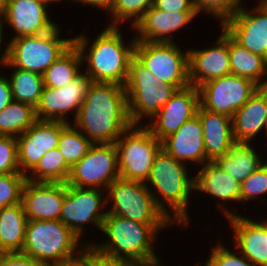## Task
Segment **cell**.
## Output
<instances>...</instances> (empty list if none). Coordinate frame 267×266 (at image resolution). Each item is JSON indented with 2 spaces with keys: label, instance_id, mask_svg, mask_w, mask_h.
Instances as JSON below:
<instances>
[{
  "label": "cell",
  "instance_id": "cell-1",
  "mask_svg": "<svg viewBox=\"0 0 267 266\" xmlns=\"http://www.w3.org/2000/svg\"><path fill=\"white\" fill-rule=\"evenodd\" d=\"M72 124L93 144L116 143L132 125L124 86L92 81Z\"/></svg>",
  "mask_w": 267,
  "mask_h": 266
},
{
  "label": "cell",
  "instance_id": "cell-2",
  "mask_svg": "<svg viewBox=\"0 0 267 266\" xmlns=\"http://www.w3.org/2000/svg\"><path fill=\"white\" fill-rule=\"evenodd\" d=\"M121 33L119 27L107 26L92 43L89 42L88 36L83 33L73 36L74 44L80 51L83 64L85 62L88 64L87 69L83 72L93 82L125 85L129 63L134 56L136 38L134 35L129 43L128 41L125 43Z\"/></svg>",
  "mask_w": 267,
  "mask_h": 266
},
{
  "label": "cell",
  "instance_id": "cell-3",
  "mask_svg": "<svg viewBox=\"0 0 267 266\" xmlns=\"http://www.w3.org/2000/svg\"><path fill=\"white\" fill-rule=\"evenodd\" d=\"M186 166L188 164L179 162L161 148L145 183L157 207L174 225L182 228L190 222L188 200H191L190 194L195 190L194 177L189 176Z\"/></svg>",
  "mask_w": 267,
  "mask_h": 266
},
{
  "label": "cell",
  "instance_id": "cell-4",
  "mask_svg": "<svg viewBox=\"0 0 267 266\" xmlns=\"http://www.w3.org/2000/svg\"><path fill=\"white\" fill-rule=\"evenodd\" d=\"M174 224H144L122 216L106 214L101 231L108 238L90 247L112 259L139 260L151 266H163L154 249L158 233Z\"/></svg>",
  "mask_w": 267,
  "mask_h": 266
},
{
  "label": "cell",
  "instance_id": "cell-5",
  "mask_svg": "<svg viewBox=\"0 0 267 266\" xmlns=\"http://www.w3.org/2000/svg\"><path fill=\"white\" fill-rule=\"evenodd\" d=\"M91 244L80 241L60 220H28L21 253L53 266L78 256Z\"/></svg>",
  "mask_w": 267,
  "mask_h": 266
},
{
  "label": "cell",
  "instance_id": "cell-6",
  "mask_svg": "<svg viewBox=\"0 0 267 266\" xmlns=\"http://www.w3.org/2000/svg\"><path fill=\"white\" fill-rule=\"evenodd\" d=\"M124 89L132 125H140L145 117L151 120L178 90L160 83L135 56L130 60Z\"/></svg>",
  "mask_w": 267,
  "mask_h": 266
},
{
  "label": "cell",
  "instance_id": "cell-7",
  "mask_svg": "<svg viewBox=\"0 0 267 266\" xmlns=\"http://www.w3.org/2000/svg\"><path fill=\"white\" fill-rule=\"evenodd\" d=\"M57 26L43 35L21 36L7 41L6 60L16 68L43 75L73 44L74 37L61 38Z\"/></svg>",
  "mask_w": 267,
  "mask_h": 266
},
{
  "label": "cell",
  "instance_id": "cell-8",
  "mask_svg": "<svg viewBox=\"0 0 267 266\" xmlns=\"http://www.w3.org/2000/svg\"><path fill=\"white\" fill-rule=\"evenodd\" d=\"M115 146L119 177L146 183L162 142L144 124H140L127 128L117 139Z\"/></svg>",
  "mask_w": 267,
  "mask_h": 266
},
{
  "label": "cell",
  "instance_id": "cell-9",
  "mask_svg": "<svg viewBox=\"0 0 267 266\" xmlns=\"http://www.w3.org/2000/svg\"><path fill=\"white\" fill-rule=\"evenodd\" d=\"M105 194L106 204L109 203L112 207L107 214L144 224H173L157 207L143 182L118 178L106 189Z\"/></svg>",
  "mask_w": 267,
  "mask_h": 266
},
{
  "label": "cell",
  "instance_id": "cell-10",
  "mask_svg": "<svg viewBox=\"0 0 267 266\" xmlns=\"http://www.w3.org/2000/svg\"><path fill=\"white\" fill-rule=\"evenodd\" d=\"M134 56L160 83L178 89L190 85L188 48L184 52L175 42L136 41Z\"/></svg>",
  "mask_w": 267,
  "mask_h": 266
},
{
  "label": "cell",
  "instance_id": "cell-11",
  "mask_svg": "<svg viewBox=\"0 0 267 266\" xmlns=\"http://www.w3.org/2000/svg\"><path fill=\"white\" fill-rule=\"evenodd\" d=\"M119 177L115 143L92 144L87 154L71 167L67 185L106 189Z\"/></svg>",
  "mask_w": 267,
  "mask_h": 266
},
{
  "label": "cell",
  "instance_id": "cell-12",
  "mask_svg": "<svg viewBox=\"0 0 267 266\" xmlns=\"http://www.w3.org/2000/svg\"><path fill=\"white\" fill-rule=\"evenodd\" d=\"M104 192L103 189L79 188L65 183V198L60 221L70 228L80 240L87 224H91L101 231L107 214V210L102 209L107 205Z\"/></svg>",
  "mask_w": 267,
  "mask_h": 266
},
{
  "label": "cell",
  "instance_id": "cell-13",
  "mask_svg": "<svg viewBox=\"0 0 267 266\" xmlns=\"http://www.w3.org/2000/svg\"><path fill=\"white\" fill-rule=\"evenodd\" d=\"M198 90L202 108L232 117L255 93L257 85L247 78L228 74L205 82Z\"/></svg>",
  "mask_w": 267,
  "mask_h": 266
},
{
  "label": "cell",
  "instance_id": "cell-14",
  "mask_svg": "<svg viewBox=\"0 0 267 266\" xmlns=\"http://www.w3.org/2000/svg\"><path fill=\"white\" fill-rule=\"evenodd\" d=\"M92 80L81 73L61 88L43 87L35 113L38 120L63 121L70 123L68 113L74 111L77 117Z\"/></svg>",
  "mask_w": 267,
  "mask_h": 266
},
{
  "label": "cell",
  "instance_id": "cell-15",
  "mask_svg": "<svg viewBox=\"0 0 267 266\" xmlns=\"http://www.w3.org/2000/svg\"><path fill=\"white\" fill-rule=\"evenodd\" d=\"M252 9H240L220 27L247 50L267 57V0H258Z\"/></svg>",
  "mask_w": 267,
  "mask_h": 266
},
{
  "label": "cell",
  "instance_id": "cell-16",
  "mask_svg": "<svg viewBox=\"0 0 267 266\" xmlns=\"http://www.w3.org/2000/svg\"><path fill=\"white\" fill-rule=\"evenodd\" d=\"M69 123L37 120L17 137L20 173L27 175L49 150L58 148L62 130Z\"/></svg>",
  "mask_w": 267,
  "mask_h": 266
},
{
  "label": "cell",
  "instance_id": "cell-17",
  "mask_svg": "<svg viewBox=\"0 0 267 266\" xmlns=\"http://www.w3.org/2000/svg\"><path fill=\"white\" fill-rule=\"evenodd\" d=\"M199 106L200 95L197 87L189 85L178 89L151 121L146 122L145 126L162 142L185 122L194 118Z\"/></svg>",
  "mask_w": 267,
  "mask_h": 266
},
{
  "label": "cell",
  "instance_id": "cell-18",
  "mask_svg": "<svg viewBox=\"0 0 267 266\" xmlns=\"http://www.w3.org/2000/svg\"><path fill=\"white\" fill-rule=\"evenodd\" d=\"M221 29V36L211 48L188 50L190 85L198 88L209 80L231 74L228 33Z\"/></svg>",
  "mask_w": 267,
  "mask_h": 266
},
{
  "label": "cell",
  "instance_id": "cell-19",
  "mask_svg": "<svg viewBox=\"0 0 267 266\" xmlns=\"http://www.w3.org/2000/svg\"><path fill=\"white\" fill-rule=\"evenodd\" d=\"M65 198V183L26 180L21 204L28 220H60Z\"/></svg>",
  "mask_w": 267,
  "mask_h": 266
},
{
  "label": "cell",
  "instance_id": "cell-20",
  "mask_svg": "<svg viewBox=\"0 0 267 266\" xmlns=\"http://www.w3.org/2000/svg\"><path fill=\"white\" fill-rule=\"evenodd\" d=\"M48 4L41 0H7L4 24H8L14 35L12 39L21 36L43 35L59 24L49 18Z\"/></svg>",
  "mask_w": 267,
  "mask_h": 266
},
{
  "label": "cell",
  "instance_id": "cell-21",
  "mask_svg": "<svg viewBox=\"0 0 267 266\" xmlns=\"http://www.w3.org/2000/svg\"><path fill=\"white\" fill-rule=\"evenodd\" d=\"M197 12H166L153 5L133 28L136 41L175 42L172 33L185 27L197 16Z\"/></svg>",
  "mask_w": 267,
  "mask_h": 266
},
{
  "label": "cell",
  "instance_id": "cell-22",
  "mask_svg": "<svg viewBox=\"0 0 267 266\" xmlns=\"http://www.w3.org/2000/svg\"><path fill=\"white\" fill-rule=\"evenodd\" d=\"M195 190L206 192L219 201L218 208L226 218L238 215L224 206L225 201L240 202L241 183L235 180L229 173L218 167L214 161H208L201 166L200 171L194 176ZM223 203V204H221Z\"/></svg>",
  "mask_w": 267,
  "mask_h": 266
},
{
  "label": "cell",
  "instance_id": "cell-23",
  "mask_svg": "<svg viewBox=\"0 0 267 266\" xmlns=\"http://www.w3.org/2000/svg\"><path fill=\"white\" fill-rule=\"evenodd\" d=\"M162 149L181 163L195 162L196 165H204L206 153L200 118L196 115L166 137L162 141Z\"/></svg>",
  "mask_w": 267,
  "mask_h": 266
},
{
  "label": "cell",
  "instance_id": "cell-24",
  "mask_svg": "<svg viewBox=\"0 0 267 266\" xmlns=\"http://www.w3.org/2000/svg\"><path fill=\"white\" fill-rule=\"evenodd\" d=\"M234 230L235 248L255 266H267V229L265 224L242 215L227 218Z\"/></svg>",
  "mask_w": 267,
  "mask_h": 266
},
{
  "label": "cell",
  "instance_id": "cell-25",
  "mask_svg": "<svg viewBox=\"0 0 267 266\" xmlns=\"http://www.w3.org/2000/svg\"><path fill=\"white\" fill-rule=\"evenodd\" d=\"M197 116L203 127L206 162L225 155L235 143L232 118L226 114L206 110L199 106Z\"/></svg>",
  "mask_w": 267,
  "mask_h": 266
},
{
  "label": "cell",
  "instance_id": "cell-26",
  "mask_svg": "<svg viewBox=\"0 0 267 266\" xmlns=\"http://www.w3.org/2000/svg\"><path fill=\"white\" fill-rule=\"evenodd\" d=\"M267 99L256 90L248 101L238 109L232 118V132L235 142L250 143L261 131H265Z\"/></svg>",
  "mask_w": 267,
  "mask_h": 266
},
{
  "label": "cell",
  "instance_id": "cell-27",
  "mask_svg": "<svg viewBox=\"0 0 267 266\" xmlns=\"http://www.w3.org/2000/svg\"><path fill=\"white\" fill-rule=\"evenodd\" d=\"M251 143L235 142L223 156L214 160L221 170L242 183L253 171L264 163Z\"/></svg>",
  "mask_w": 267,
  "mask_h": 266
},
{
  "label": "cell",
  "instance_id": "cell-28",
  "mask_svg": "<svg viewBox=\"0 0 267 266\" xmlns=\"http://www.w3.org/2000/svg\"><path fill=\"white\" fill-rule=\"evenodd\" d=\"M27 222L21 203L0 209V253L22 251Z\"/></svg>",
  "mask_w": 267,
  "mask_h": 266
},
{
  "label": "cell",
  "instance_id": "cell-29",
  "mask_svg": "<svg viewBox=\"0 0 267 266\" xmlns=\"http://www.w3.org/2000/svg\"><path fill=\"white\" fill-rule=\"evenodd\" d=\"M231 74L247 78L258 85L267 75L266 59L252 53L228 34Z\"/></svg>",
  "mask_w": 267,
  "mask_h": 266
},
{
  "label": "cell",
  "instance_id": "cell-30",
  "mask_svg": "<svg viewBox=\"0 0 267 266\" xmlns=\"http://www.w3.org/2000/svg\"><path fill=\"white\" fill-rule=\"evenodd\" d=\"M5 67L13 68L10 81L13 101L23 102L34 108L38 105L44 87L43 75L13 67L6 59L0 63Z\"/></svg>",
  "mask_w": 267,
  "mask_h": 266
},
{
  "label": "cell",
  "instance_id": "cell-31",
  "mask_svg": "<svg viewBox=\"0 0 267 266\" xmlns=\"http://www.w3.org/2000/svg\"><path fill=\"white\" fill-rule=\"evenodd\" d=\"M82 57L73 44L43 74L45 87L61 88L74 80L82 71Z\"/></svg>",
  "mask_w": 267,
  "mask_h": 266
},
{
  "label": "cell",
  "instance_id": "cell-32",
  "mask_svg": "<svg viewBox=\"0 0 267 266\" xmlns=\"http://www.w3.org/2000/svg\"><path fill=\"white\" fill-rule=\"evenodd\" d=\"M71 166L65 161L58 148L49 150L38 164L26 175L32 182L66 183Z\"/></svg>",
  "mask_w": 267,
  "mask_h": 266
},
{
  "label": "cell",
  "instance_id": "cell-33",
  "mask_svg": "<svg viewBox=\"0 0 267 266\" xmlns=\"http://www.w3.org/2000/svg\"><path fill=\"white\" fill-rule=\"evenodd\" d=\"M37 120L33 106L12 101L5 109L0 111V136L17 138Z\"/></svg>",
  "mask_w": 267,
  "mask_h": 266
},
{
  "label": "cell",
  "instance_id": "cell-34",
  "mask_svg": "<svg viewBox=\"0 0 267 266\" xmlns=\"http://www.w3.org/2000/svg\"><path fill=\"white\" fill-rule=\"evenodd\" d=\"M92 144L79 129L69 123L61 132L58 149L72 167L87 154Z\"/></svg>",
  "mask_w": 267,
  "mask_h": 266
},
{
  "label": "cell",
  "instance_id": "cell-35",
  "mask_svg": "<svg viewBox=\"0 0 267 266\" xmlns=\"http://www.w3.org/2000/svg\"><path fill=\"white\" fill-rule=\"evenodd\" d=\"M154 0H115L109 11L111 22L106 26L121 27L123 21L129 20L131 29L142 19L145 12L153 5Z\"/></svg>",
  "mask_w": 267,
  "mask_h": 266
},
{
  "label": "cell",
  "instance_id": "cell-36",
  "mask_svg": "<svg viewBox=\"0 0 267 266\" xmlns=\"http://www.w3.org/2000/svg\"><path fill=\"white\" fill-rule=\"evenodd\" d=\"M26 180V175L22 173L0 174V209L21 203Z\"/></svg>",
  "mask_w": 267,
  "mask_h": 266
},
{
  "label": "cell",
  "instance_id": "cell-37",
  "mask_svg": "<svg viewBox=\"0 0 267 266\" xmlns=\"http://www.w3.org/2000/svg\"><path fill=\"white\" fill-rule=\"evenodd\" d=\"M194 8L199 14L203 11L218 18L221 26L241 7V0H193Z\"/></svg>",
  "mask_w": 267,
  "mask_h": 266
},
{
  "label": "cell",
  "instance_id": "cell-38",
  "mask_svg": "<svg viewBox=\"0 0 267 266\" xmlns=\"http://www.w3.org/2000/svg\"><path fill=\"white\" fill-rule=\"evenodd\" d=\"M267 193V161L253 171L242 183L240 202L258 200ZM260 195V196H259Z\"/></svg>",
  "mask_w": 267,
  "mask_h": 266
},
{
  "label": "cell",
  "instance_id": "cell-39",
  "mask_svg": "<svg viewBox=\"0 0 267 266\" xmlns=\"http://www.w3.org/2000/svg\"><path fill=\"white\" fill-rule=\"evenodd\" d=\"M221 243L218 242L216 246L212 247V251L204 263L205 266H255L238 250L232 252V250Z\"/></svg>",
  "mask_w": 267,
  "mask_h": 266
},
{
  "label": "cell",
  "instance_id": "cell-40",
  "mask_svg": "<svg viewBox=\"0 0 267 266\" xmlns=\"http://www.w3.org/2000/svg\"><path fill=\"white\" fill-rule=\"evenodd\" d=\"M20 173L17 138L0 136V174Z\"/></svg>",
  "mask_w": 267,
  "mask_h": 266
},
{
  "label": "cell",
  "instance_id": "cell-41",
  "mask_svg": "<svg viewBox=\"0 0 267 266\" xmlns=\"http://www.w3.org/2000/svg\"><path fill=\"white\" fill-rule=\"evenodd\" d=\"M0 266H47L21 252L0 253Z\"/></svg>",
  "mask_w": 267,
  "mask_h": 266
},
{
  "label": "cell",
  "instance_id": "cell-42",
  "mask_svg": "<svg viewBox=\"0 0 267 266\" xmlns=\"http://www.w3.org/2000/svg\"><path fill=\"white\" fill-rule=\"evenodd\" d=\"M153 6L166 12H196L193 0H154Z\"/></svg>",
  "mask_w": 267,
  "mask_h": 266
},
{
  "label": "cell",
  "instance_id": "cell-43",
  "mask_svg": "<svg viewBox=\"0 0 267 266\" xmlns=\"http://www.w3.org/2000/svg\"><path fill=\"white\" fill-rule=\"evenodd\" d=\"M94 266H151V265L133 259H112L94 251Z\"/></svg>",
  "mask_w": 267,
  "mask_h": 266
},
{
  "label": "cell",
  "instance_id": "cell-44",
  "mask_svg": "<svg viewBox=\"0 0 267 266\" xmlns=\"http://www.w3.org/2000/svg\"><path fill=\"white\" fill-rule=\"evenodd\" d=\"M53 266H94V250L87 246L78 256Z\"/></svg>",
  "mask_w": 267,
  "mask_h": 266
},
{
  "label": "cell",
  "instance_id": "cell-45",
  "mask_svg": "<svg viewBox=\"0 0 267 266\" xmlns=\"http://www.w3.org/2000/svg\"><path fill=\"white\" fill-rule=\"evenodd\" d=\"M13 101L10 81L6 75H0V111Z\"/></svg>",
  "mask_w": 267,
  "mask_h": 266
},
{
  "label": "cell",
  "instance_id": "cell-46",
  "mask_svg": "<svg viewBox=\"0 0 267 266\" xmlns=\"http://www.w3.org/2000/svg\"><path fill=\"white\" fill-rule=\"evenodd\" d=\"M67 1H72V2H79V4H86L87 6L91 5L92 7H98L99 9H101L102 11H105L109 13V11L111 10L114 1L115 0H67Z\"/></svg>",
  "mask_w": 267,
  "mask_h": 266
},
{
  "label": "cell",
  "instance_id": "cell-47",
  "mask_svg": "<svg viewBox=\"0 0 267 266\" xmlns=\"http://www.w3.org/2000/svg\"><path fill=\"white\" fill-rule=\"evenodd\" d=\"M4 21L0 20V50H3L1 47V45L4 43V32H3V28H4ZM3 41V43H2ZM1 52V51H0ZM7 52H8V45H6V48L4 49V51L2 52V55H0V63L3 62L6 57H7ZM1 54V53H0Z\"/></svg>",
  "mask_w": 267,
  "mask_h": 266
},
{
  "label": "cell",
  "instance_id": "cell-48",
  "mask_svg": "<svg viewBox=\"0 0 267 266\" xmlns=\"http://www.w3.org/2000/svg\"><path fill=\"white\" fill-rule=\"evenodd\" d=\"M264 79L257 85V90L267 99V78Z\"/></svg>",
  "mask_w": 267,
  "mask_h": 266
},
{
  "label": "cell",
  "instance_id": "cell-49",
  "mask_svg": "<svg viewBox=\"0 0 267 266\" xmlns=\"http://www.w3.org/2000/svg\"><path fill=\"white\" fill-rule=\"evenodd\" d=\"M7 0H0V20L4 21L6 16Z\"/></svg>",
  "mask_w": 267,
  "mask_h": 266
},
{
  "label": "cell",
  "instance_id": "cell-50",
  "mask_svg": "<svg viewBox=\"0 0 267 266\" xmlns=\"http://www.w3.org/2000/svg\"><path fill=\"white\" fill-rule=\"evenodd\" d=\"M41 1H44V2H46L47 4L52 3V2H53V3H54V2H55V3H56V2H57V3L61 2V0H41ZM62 1H63V0H62Z\"/></svg>",
  "mask_w": 267,
  "mask_h": 266
},
{
  "label": "cell",
  "instance_id": "cell-51",
  "mask_svg": "<svg viewBox=\"0 0 267 266\" xmlns=\"http://www.w3.org/2000/svg\"><path fill=\"white\" fill-rule=\"evenodd\" d=\"M264 224H265V228L267 229V218H265V220H261Z\"/></svg>",
  "mask_w": 267,
  "mask_h": 266
},
{
  "label": "cell",
  "instance_id": "cell-52",
  "mask_svg": "<svg viewBox=\"0 0 267 266\" xmlns=\"http://www.w3.org/2000/svg\"><path fill=\"white\" fill-rule=\"evenodd\" d=\"M265 131H266V136H267V117H266V121H265Z\"/></svg>",
  "mask_w": 267,
  "mask_h": 266
}]
</instances>
